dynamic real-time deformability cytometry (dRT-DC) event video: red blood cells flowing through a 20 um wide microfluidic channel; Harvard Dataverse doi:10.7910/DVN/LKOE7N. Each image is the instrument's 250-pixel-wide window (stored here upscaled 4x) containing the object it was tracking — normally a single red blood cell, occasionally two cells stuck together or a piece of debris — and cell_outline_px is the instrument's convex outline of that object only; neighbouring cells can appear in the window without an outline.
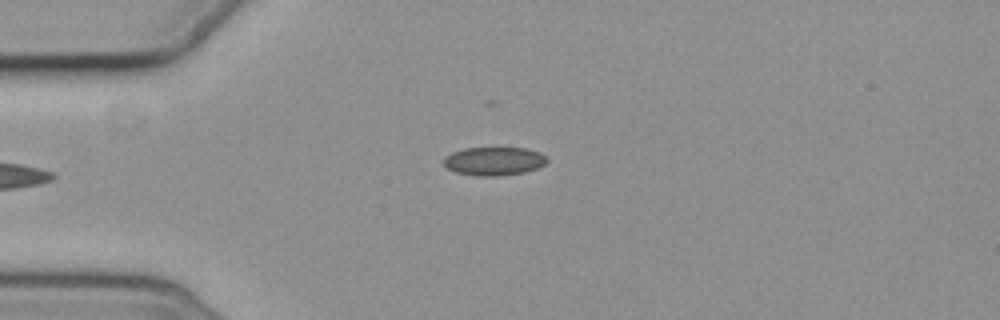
{"species": "common noctule bat (a hibernating species)", "species_latin": "Nyctalus noctula", "temperature_condition": "cold", "stored_images_in_passage": 5, "camera_frame_rate_fps": 3000, "um_per_image_px": 0.085, "animal": {"sex": "female", "body_mass_g": 19.3, "forearm_length_mm": 54.1}, "frame": {"image": 1, "passage_image": 5, "time_ms": 4.667, "image_size_px": [1000, 320], "cell_outline_px": [[548, 160], [544, 164], [536, 168], [524, 172], [496, 176], [480, 176], [456, 172], [448, 168], [444, 164], [444, 156], [452, 152], [464, 148], [524, 148], [540, 152]], "centroid_in_image_um": [41.97, 13.69], "position_along_channel_um": 43.0, "area_um2": 16.94}}